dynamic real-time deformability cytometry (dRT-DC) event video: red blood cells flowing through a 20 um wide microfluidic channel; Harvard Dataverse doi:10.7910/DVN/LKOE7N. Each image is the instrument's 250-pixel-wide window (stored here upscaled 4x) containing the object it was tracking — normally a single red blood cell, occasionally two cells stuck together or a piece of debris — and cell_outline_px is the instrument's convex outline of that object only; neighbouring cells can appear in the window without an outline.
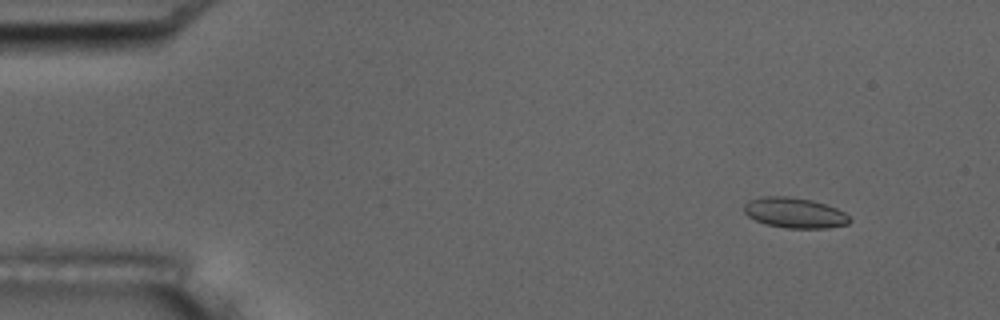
{"species": "common noctule bat (a hibernating species)", "species_latin": "Nyctalus noctula", "temperature_condition": "room temperature", "stored_images_in_passage": 55, "camera_frame_rate_fps": 3000, "um_per_image_px": 0.085, "animal": {"sex": "male", "body_mass_g": 17.5, "forearm_length_mm": 52.3}, "frame": {"image": 1, "passage_image": 6, "time_ms": 1.667, "image_size_px": [1000, 320], "cell_outline_px": [[852, 220], [848, 224], [828, 228], [784, 228], [764, 224], [748, 216], [744, 212], [744, 204], [748, 200], [764, 196], [788, 196], [812, 200], [836, 208], [844, 212]], "centroid_in_image_um": [67.53, 18.09], "position_along_channel_um": 17.5, "area_um2": 18.79}}
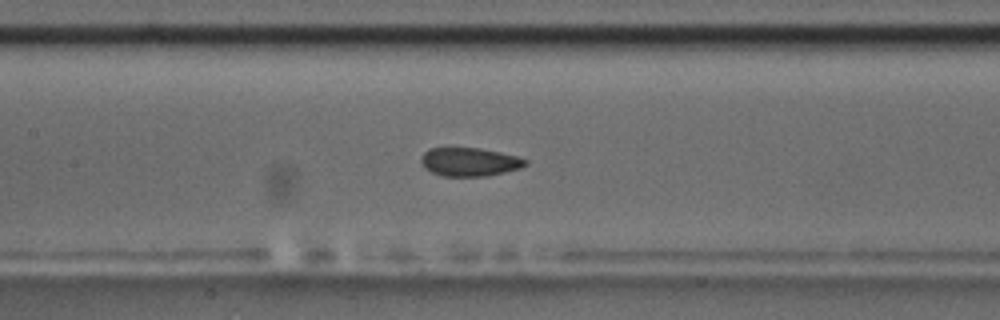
{"frame": {"image": 2, "passage_image": 26, "time_ms": 8.333, "image_size_px": [1000, 320], "cell_outline_px": [[528, 164], [520, 168], [504, 172], [484, 176], [444, 176], [432, 172], [424, 168], [420, 160], [420, 156], [428, 148], [480, 148], [500, 152], [516, 156], [528, 160]], "centroid_in_image_um": [39.89, 13.75], "position_along_channel_um": 167.5, "area_um2": 17.34}}
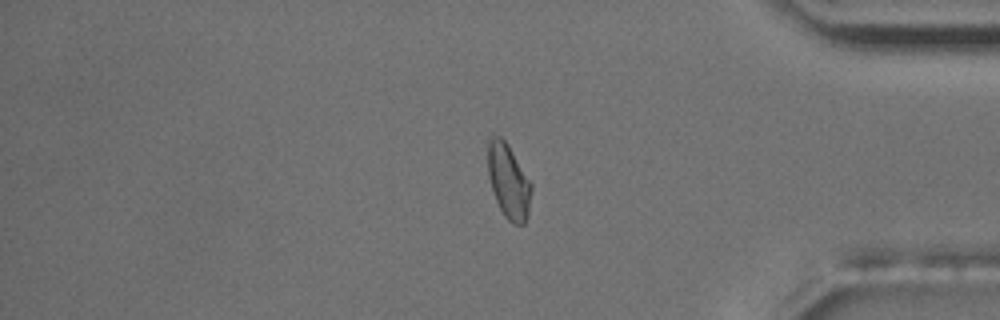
{"frame": {"image": 3, "passage_image": 46, "time_ms": 15.0, "image_size_px": [1000, 320], "cell_outline_px": [[532, 188], [528, 216], [524, 224], [516, 224], [508, 220], [504, 216], [496, 200], [488, 176], [488, 136], [500, 136], [508, 144], [532, 184]], "centroid_in_image_um": [43.23, 15.4], "position_along_channel_um": 392.0, "area_um2": 18.84}, "authors_computed_cell_mechanics": {"area_um2": 18.2648, "velocity_mm_per_s": 3.7267, "shape_relaxation_time_tau1_ms": 5.3866, "shape_relaxation_time_tau2_ms": 1.6359, "deformation_change_tau1": 0.0936, "deformation_change_tau2": 0.0572}}